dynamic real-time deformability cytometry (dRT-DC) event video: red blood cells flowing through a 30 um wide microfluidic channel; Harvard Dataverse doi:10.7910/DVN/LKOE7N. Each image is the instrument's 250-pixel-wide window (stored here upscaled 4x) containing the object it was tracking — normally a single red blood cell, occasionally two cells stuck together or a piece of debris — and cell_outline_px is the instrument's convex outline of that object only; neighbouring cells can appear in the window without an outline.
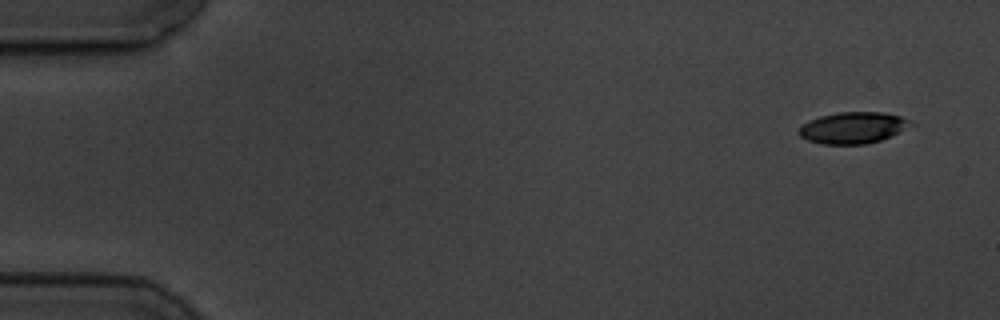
{"species": "common noctule bat (a hibernating species)", "species_latin": "Nyctalus noctula", "temperature_condition": "cold", "stored_images_in_passage": 5, "segment_of_instrument_passage": [2, 2], "camera_frame_rate_fps": 3000, "um_per_image_px": 0.085, "animal": {"sex": "male", "body_mass_g": 19.5, "forearm_length_mm": 54.6}, "frame": {"image": 1, "passage_image": 5, "time_ms": 4.667, "image_size_px": [1000, 320], "cell_outline_px": [[916, 124], [880, 140], [868, 144], [824, 144], [808, 140], [800, 136], [796, 132], [808, 120], [820, 116], [836, 112], [884, 112], [900, 116], [912, 120]], "centroid_in_image_um": [72.52, 10.85], "position_along_channel_um": 12.5, "area_um2": 20.58}}